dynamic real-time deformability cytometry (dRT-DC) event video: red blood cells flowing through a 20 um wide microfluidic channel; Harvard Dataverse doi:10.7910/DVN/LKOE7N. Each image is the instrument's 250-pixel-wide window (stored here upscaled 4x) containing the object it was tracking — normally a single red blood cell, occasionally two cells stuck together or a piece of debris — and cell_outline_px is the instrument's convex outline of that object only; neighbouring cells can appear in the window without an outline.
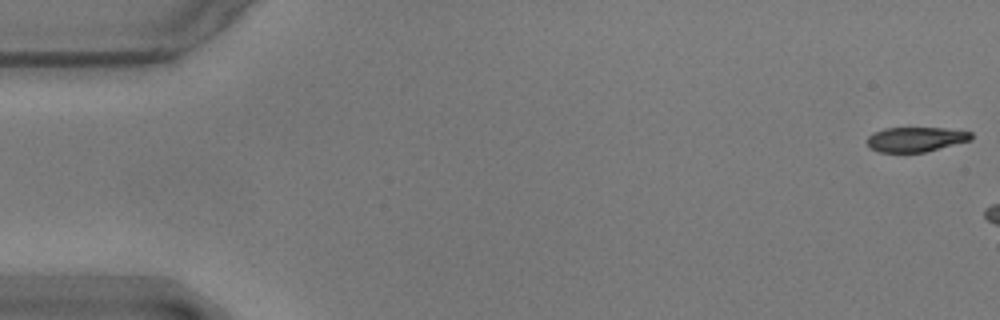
{"species": "common noctule bat (a hibernating species)", "species_latin": "Nyctalus noctula", "temperature_condition": "warm", "stored_images_in_passage": 14, "camera_frame_rate_fps": 3000, "um_per_image_px": 0.085, "animal": {"sex": "male", "body_mass_g": 17.9}, "frame": {"image": 1, "passage_image": 1, "time_ms": 0.0, "image_size_px": [1000, 320], "cell_outline_px": [[972, 140], [924, 152], [880, 152], [872, 148], [868, 144], [868, 136], [872, 132], [884, 128], [944, 128], [972, 132]], "centroid_in_image_um": [77.85, 11.83], "position_along_channel_um": 7.2, "area_um2": 14.91}}
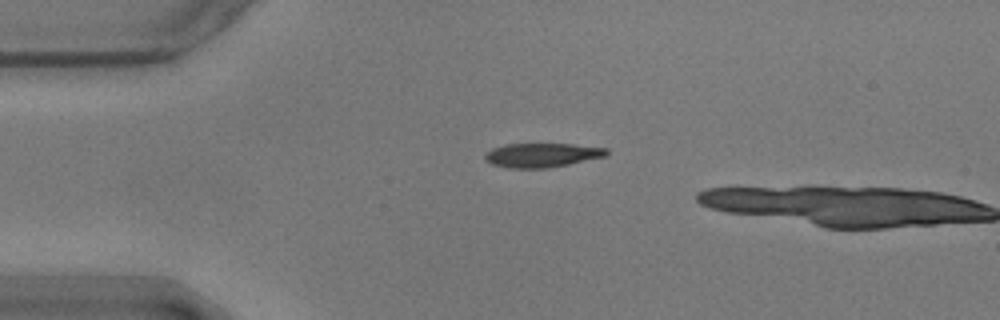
{"frame": {"image": 2, "passage_image": 13, "time_ms": 4.0, "image_size_px": [1000, 320], "cell_outline_px": [[608, 156], [548, 168], [512, 168], [492, 164], [484, 160], [484, 156], [492, 148], [504, 144], [572, 144], [608, 148]], "centroid_in_image_um": [46.08, 13.18], "position_along_channel_um": 38.9, "area_um2": 17.11}}